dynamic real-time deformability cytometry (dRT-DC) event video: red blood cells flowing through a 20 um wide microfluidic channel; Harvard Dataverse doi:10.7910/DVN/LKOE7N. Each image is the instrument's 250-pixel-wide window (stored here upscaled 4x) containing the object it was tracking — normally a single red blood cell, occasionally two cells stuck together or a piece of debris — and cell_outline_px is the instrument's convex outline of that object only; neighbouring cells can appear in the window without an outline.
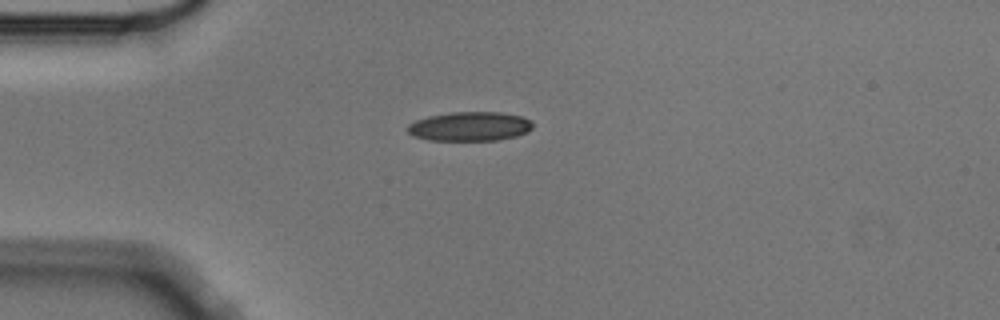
{"species": "Egyptian fruit bat (a non-hibernating species)", "species_latin": "Rousettus aegyptiacus", "temperature_condition": "cold", "stored_images_in_passage": 2, "camera_frame_rate_fps": 3000, "um_per_image_px": 0.085, "animal": {"sex": "male"}, "frame": {"image": 1, "passage_image": 1, "time_ms": 0.0, "image_size_px": [1000, 320], "cell_outline_px": [[532, 128], [528, 132], [516, 136], [496, 140], [428, 140], [412, 136], [408, 132], [408, 124], [416, 120], [428, 116], [452, 112], [500, 112], [520, 116], [532, 120]], "centroid_in_image_um": [39.93, 10.74], "position_along_channel_um": 45.1, "area_um2": 21.33}}